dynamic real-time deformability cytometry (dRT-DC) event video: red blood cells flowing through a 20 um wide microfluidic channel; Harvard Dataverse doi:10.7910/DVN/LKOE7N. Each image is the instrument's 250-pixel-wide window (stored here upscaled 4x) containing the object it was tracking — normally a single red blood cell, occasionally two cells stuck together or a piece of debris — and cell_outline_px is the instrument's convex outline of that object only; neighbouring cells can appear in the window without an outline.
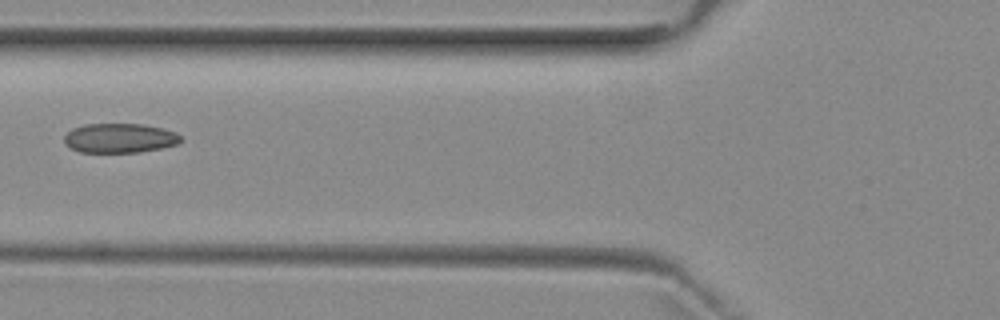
{"species": "common noctule bat (a hibernating species)", "species_latin": "Nyctalus noctula", "temperature_condition": "room temperature", "stored_images_in_passage": 3, "camera_frame_rate_fps": 3000, "um_per_image_px": 0.085, "animal": {"sex": "female", "body_mass_g": 29.2, "forearm_length_mm": 56.3}, "frame": {"image": 1, "passage_image": 3, "time_ms": 2.333, "image_size_px": [1000, 320], "cell_outline_px": [[184, 140], [176, 144], [160, 148], [140, 152], [80, 152], [64, 144], [64, 136], [72, 128], [84, 124], [144, 124], [164, 128], [176, 132]], "centroid_in_image_um": [10.18, 11.73], "position_along_channel_um": 115.6, "area_um2": 20.11}}